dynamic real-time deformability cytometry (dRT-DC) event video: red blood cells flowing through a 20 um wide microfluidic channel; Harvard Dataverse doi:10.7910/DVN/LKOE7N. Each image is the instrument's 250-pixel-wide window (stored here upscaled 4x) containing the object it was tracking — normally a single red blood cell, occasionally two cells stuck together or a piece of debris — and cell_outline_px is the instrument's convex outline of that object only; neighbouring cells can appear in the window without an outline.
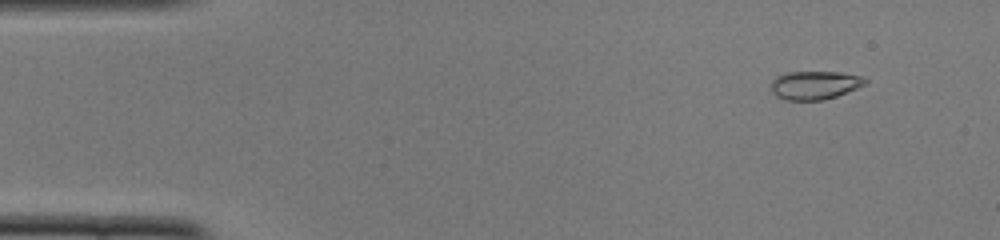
{"species": "common noctule bat (a hibernating species)", "species_latin": "Nyctalus noctula", "temperature_condition": "cold", "stored_images_in_passage": 52, "camera_frame_rate_fps": 3000, "um_per_image_px": 0.085, "animal": {"sex": "female", "body_mass_g": 22.0, "forearm_length_mm": 56.7}, "frame": {"image": 1, "passage_image": 5, "time_ms": 1.333, "image_size_px": [1000, 240], "cell_outline_px": [[864, 80], [860, 84], [836, 96], [820, 100], [792, 100], [780, 96], [772, 88], [772, 84], [780, 76], [792, 72], [832, 72], [856, 76]], "centroid_in_image_um": [69.19, 7.24], "position_along_channel_um": 15.8, "area_um2": 14.16}}
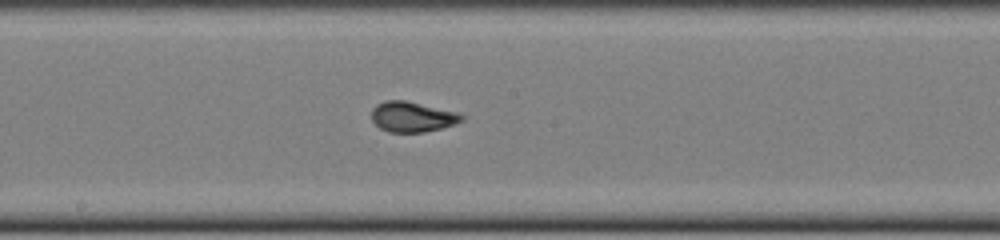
{"frame": {"image": 2, "passage_image": 28, "time_ms": 9.0, "image_size_px": [1000, 240], "cell_outline_px": [[464, 116], [460, 120], [452, 124], [440, 128], [420, 132], [392, 132], [380, 128], [372, 120], [372, 112], [380, 104], [388, 100], [404, 100], [452, 112]], "centroid_in_image_um": [34.98, 9.94], "position_along_channel_um": 213.2, "area_um2": 14.97}}
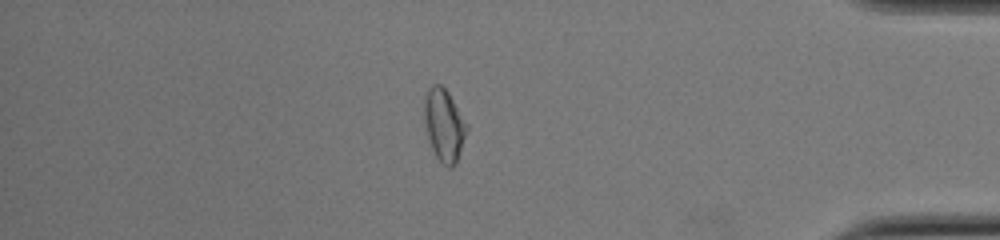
{"frame": {"image": 3, "passage_image": 45, "time_ms": 14.667, "image_size_px": [1000, 240], "cell_outline_px": [[464, 132], [460, 148], [456, 160], [452, 164], [444, 164], [436, 156], [428, 132], [428, 92], [436, 84], [440, 84], [448, 92], [464, 128]], "centroid_in_image_um": [37.75, 10.65], "position_along_channel_um": 397.5, "area_um2": 14.91}, "authors_computed_cell_mechanics": {"area_um2": 14.5078, "velocity_mm_per_s": 3.8574, "shape_relaxation_time_tau1_ms": 3.6051, "shape_relaxation_time_tau2_ms": 2.9379, "deformation_change_tau1": 0.1523, "deformation_change_tau2": 0.0519}}